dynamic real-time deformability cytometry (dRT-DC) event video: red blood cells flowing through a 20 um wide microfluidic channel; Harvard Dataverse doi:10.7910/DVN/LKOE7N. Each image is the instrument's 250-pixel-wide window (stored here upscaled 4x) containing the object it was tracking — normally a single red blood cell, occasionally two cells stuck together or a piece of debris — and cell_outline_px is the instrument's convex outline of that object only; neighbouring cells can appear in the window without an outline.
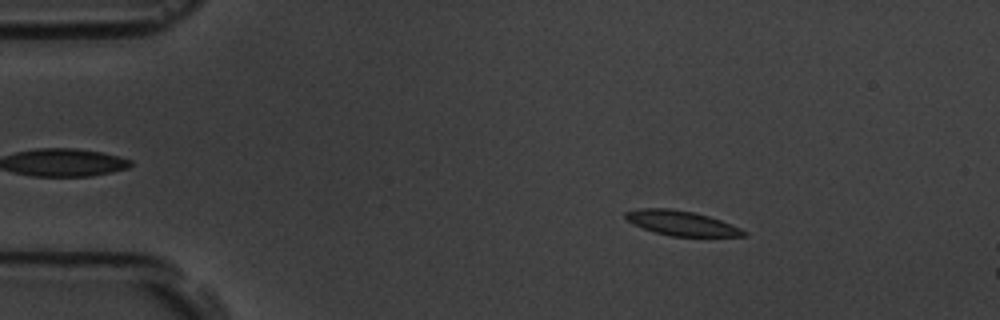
{"species": "common noctule bat (a hibernating species)", "species_latin": "Nyctalus noctula", "temperature_condition": "room temperature", "stored_images_in_passage": 4, "camera_frame_rate_fps": 3000, "um_per_image_px": 0.085, "animal": {"sex": "male", "body_mass_g": 19.5, "forearm_length_mm": 54.6}, "frame": {"image": 1, "passage_image": 2, "time_ms": 1.0, "image_size_px": [1000, 320], "cell_outline_px": [[748, 236], [672, 236], [656, 232], [632, 224], [624, 216], [624, 212], [640, 208], [672, 208], [692, 212], [708, 216], [720, 220], [740, 228], [748, 232]], "centroid_in_image_um": [57.91, 18.96], "position_along_channel_um": 27.1, "area_um2": 16.88}}